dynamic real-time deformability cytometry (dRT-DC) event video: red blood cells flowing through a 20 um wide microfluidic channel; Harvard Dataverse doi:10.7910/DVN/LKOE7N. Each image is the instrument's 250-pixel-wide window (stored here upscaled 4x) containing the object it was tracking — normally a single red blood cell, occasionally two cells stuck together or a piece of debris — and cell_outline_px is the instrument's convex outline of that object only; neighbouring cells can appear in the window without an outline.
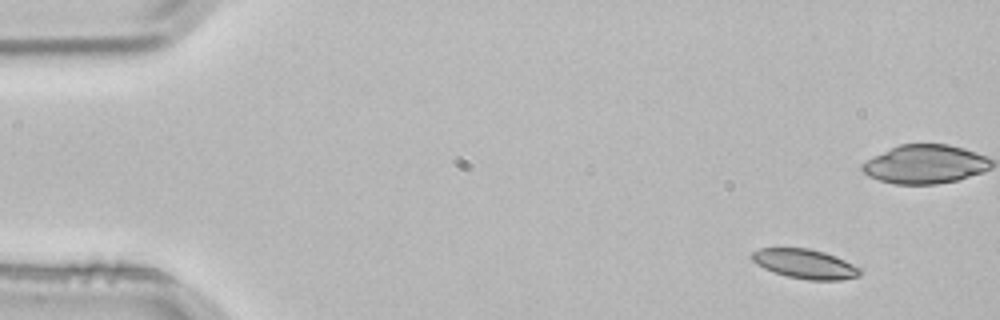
{"species": "common noctule bat (a hibernating species)", "species_latin": "Nyctalus noctula", "temperature_condition": "room temperature", "stored_images_in_passage": 3, "camera_frame_rate_fps": 3000, "um_per_image_px": 0.085, "animal": {"sex": "male", "body_mass_g": 21.5, "forearm_length_mm": 52.0}, "frame": {"image": 1, "passage_image": 1, "time_ms": 0.0, "image_size_px": [1000, 320], "cell_outline_px": [[860, 276], [840, 280], [808, 280], [788, 276], [772, 272], [756, 264], [748, 256], [752, 252], [760, 248], [808, 248], [824, 252], [836, 256], [860, 268]], "centroid_in_image_um": [68.38, 22.43], "position_along_channel_um": 16.6, "area_um2": 18.61}}